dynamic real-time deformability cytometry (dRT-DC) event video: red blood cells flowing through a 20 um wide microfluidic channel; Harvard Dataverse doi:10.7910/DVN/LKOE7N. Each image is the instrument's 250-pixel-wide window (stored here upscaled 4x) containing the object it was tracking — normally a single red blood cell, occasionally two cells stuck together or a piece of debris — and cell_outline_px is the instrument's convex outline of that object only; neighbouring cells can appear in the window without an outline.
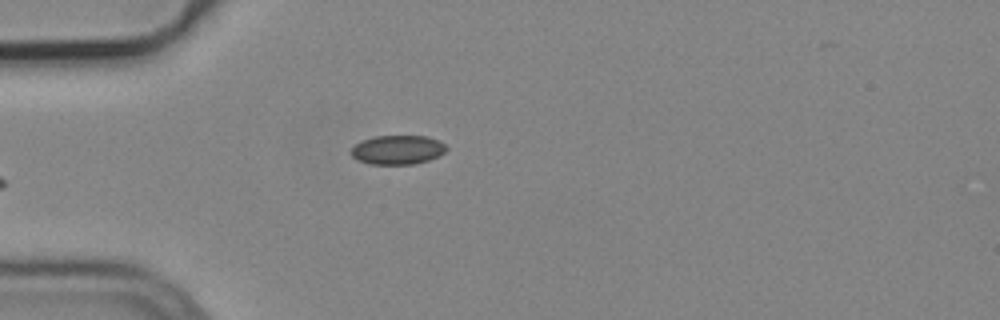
{"species": "common noctule bat (a hibernating species)", "species_latin": "Nyctalus noctula", "temperature_condition": "cold", "stored_images_in_passage": 3, "camera_frame_rate_fps": 3000, "um_per_image_px": 0.085, "animal": {"sex": "male", "body_mass_g": 19.2, "forearm_length_mm": 51.8}, "frame": {"image": 1, "passage_image": 3, "time_ms": 0.667, "image_size_px": [1000, 320], "cell_outline_px": [[448, 148], [444, 152], [428, 160], [412, 164], [372, 164], [356, 160], [352, 156], [352, 148], [360, 140], [376, 136], [428, 136], [440, 140]], "centroid_in_image_um": [33.79, 12.72], "position_along_channel_um": 51.2, "area_um2": 16.13}}